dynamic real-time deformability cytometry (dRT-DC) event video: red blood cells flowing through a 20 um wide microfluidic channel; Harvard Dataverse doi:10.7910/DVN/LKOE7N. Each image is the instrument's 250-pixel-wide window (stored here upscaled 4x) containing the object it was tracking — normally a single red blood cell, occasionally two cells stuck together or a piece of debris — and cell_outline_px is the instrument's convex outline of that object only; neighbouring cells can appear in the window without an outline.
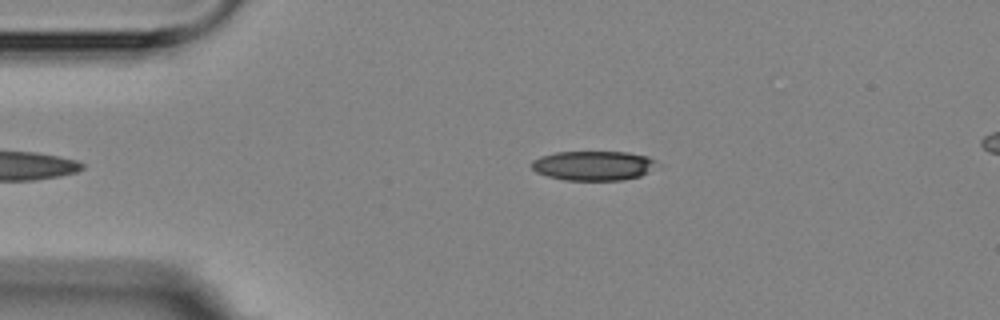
{"species": "Egyptian fruit bat (a non-hibernating species)", "species_latin": "Rousettus aegyptiacus", "temperature_condition": "room temperature", "stored_images_in_passage": 4, "camera_frame_rate_fps": 3000, "um_per_image_px": 0.085, "animal": {"sex": "female"}, "frame": {"image": 1, "passage_image": 4, "time_ms": 4.333, "image_size_px": [1000, 320], "cell_outline_px": [[660, 164], [648, 172], [640, 176], [624, 180], [564, 180], [548, 176], [536, 172], [532, 168], [532, 160], [540, 156], [556, 152], [628, 152], [648, 156], [656, 160]], "centroid_in_image_um": [50.47, 14.07], "position_along_channel_um": 34.5, "area_um2": 21.73}}